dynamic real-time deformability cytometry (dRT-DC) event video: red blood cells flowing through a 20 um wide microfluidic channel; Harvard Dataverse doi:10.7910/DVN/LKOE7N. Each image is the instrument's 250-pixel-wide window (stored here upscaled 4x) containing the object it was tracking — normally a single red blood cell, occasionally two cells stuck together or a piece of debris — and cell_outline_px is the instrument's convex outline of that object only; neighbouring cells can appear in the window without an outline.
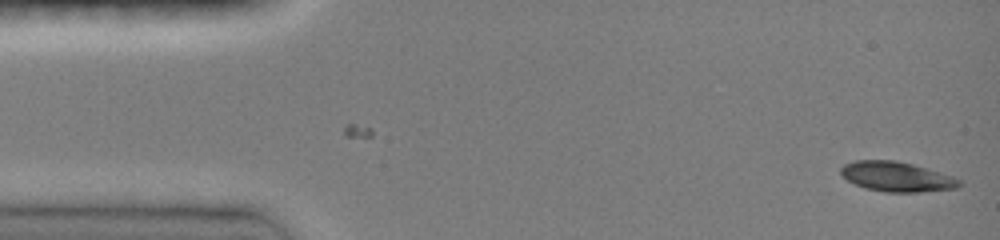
{"species": "common noctule bat (a hibernating species)", "species_latin": "Nyctalus noctula", "temperature_condition": "room temperature", "stored_images_in_passage": 6, "camera_frame_rate_fps": 3000, "um_per_image_px": 0.085, "animal": {"sex": "female", "body_mass_g": 19.0, "forearm_length_mm": 51.5}, "frame": {"image": 1, "passage_image": 6, "time_ms": 1.667, "image_size_px": [1000, 240], "cell_outline_px": [[960, 184], [956, 188], [920, 192], [884, 192], [864, 188], [848, 180], [840, 172], [840, 168], [844, 164], [856, 160], [896, 160], [912, 164], [952, 176], [960, 180]], "centroid_in_image_um": [76.19, 15.02], "position_along_channel_um": 8.8, "area_um2": 20.4}}